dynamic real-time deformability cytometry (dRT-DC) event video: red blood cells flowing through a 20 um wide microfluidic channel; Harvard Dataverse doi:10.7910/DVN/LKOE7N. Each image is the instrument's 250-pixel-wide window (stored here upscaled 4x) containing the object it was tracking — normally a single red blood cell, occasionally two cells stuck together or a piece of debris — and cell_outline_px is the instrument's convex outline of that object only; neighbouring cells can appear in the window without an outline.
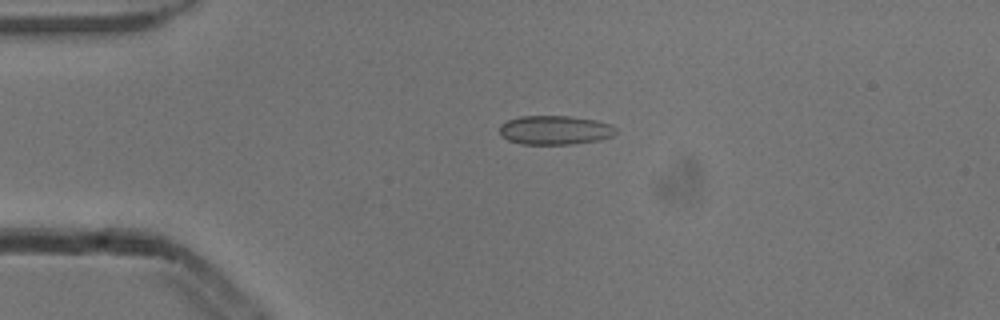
{"species": "common noctule bat (a hibernating species)", "species_latin": "Nyctalus noctula", "temperature_condition": "cold", "stored_images_in_passage": 5, "camera_frame_rate_fps": 3000, "um_per_image_px": 0.085, "animal": {"sex": "male", "body_mass_g": 13.3}, "frame": {"image": 1, "passage_image": 4, "time_ms": 1.0, "image_size_px": [1000, 320], "cell_outline_px": [[616, 132], [612, 136], [600, 140], [572, 144], [520, 144], [508, 140], [500, 136], [500, 124], [508, 120], [520, 116], [572, 116], [596, 120], [608, 124], [616, 128]], "centroid_in_image_um": [47.15, 11.06], "position_along_channel_um": 37.9, "area_um2": 19.77}}